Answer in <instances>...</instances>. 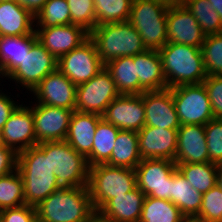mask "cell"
<instances>
[{
  "instance_id": "cell-48",
  "label": "cell",
  "mask_w": 222,
  "mask_h": 222,
  "mask_svg": "<svg viewBox=\"0 0 222 222\" xmlns=\"http://www.w3.org/2000/svg\"><path fill=\"white\" fill-rule=\"evenodd\" d=\"M217 185L222 190V163L217 165Z\"/></svg>"
},
{
  "instance_id": "cell-2",
  "label": "cell",
  "mask_w": 222,
  "mask_h": 222,
  "mask_svg": "<svg viewBox=\"0 0 222 222\" xmlns=\"http://www.w3.org/2000/svg\"><path fill=\"white\" fill-rule=\"evenodd\" d=\"M17 170L23 179L25 204L36 207L61 188L49 164V156L36 145L18 153Z\"/></svg>"
},
{
  "instance_id": "cell-9",
  "label": "cell",
  "mask_w": 222,
  "mask_h": 222,
  "mask_svg": "<svg viewBox=\"0 0 222 222\" xmlns=\"http://www.w3.org/2000/svg\"><path fill=\"white\" fill-rule=\"evenodd\" d=\"M119 95L111 74L104 67L88 82L77 86L75 110L103 116L107 106Z\"/></svg>"
},
{
  "instance_id": "cell-35",
  "label": "cell",
  "mask_w": 222,
  "mask_h": 222,
  "mask_svg": "<svg viewBox=\"0 0 222 222\" xmlns=\"http://www.w3.org/2000/svg\"><path fill=\"white\" fill-rule=\"evenodd\" d=\"M69 24H71V16L66 0H48L35 16V28Z\"/></svg>"
},
{
  "instance_id": "cell-18",
  "label": "cell",
  "mask_w": 222,
  "mask_h": 222,
  "mask_svg": "<svg viewBox=\"0 0 222 222\" xmlns=\"http://www.w3.org/2000/svg\"><path fill=\"white\" fill-rule=\"evenodd\" d=\"M38 41L59 59L89 38V32L83 27L69 24L48 28H35Z\"/></svg>"
},
{
  "instance_id": "cell-33",
  "label": "cell",
  "mask_w": 222,
  "mask_h": 222,
  "mask_svg": "<svg viewBox=\"0 0 222 222\" xmlns=\"http://www.w3.org/2000/svg\"><path fill=\"white\" fill-rule=\"evenodd\" d=\"M184 6L195 16L206 36L222 33L220 16L208 0H185Z\"/></svg>"
},
{
  "instance_id": "cell-27",
  "label": "cell",
  "mask_w": 222,
  "mask_h": 222,
  "mask_svg": "<svg viewBox=\"0 0 222 222\" xmlns=\"http://www.w3.org/2000/svg\"><path fill=\"white\" fill-rule=\"evenodd\" d=\"M105 68L111 74L120 94H142L145 90L139 85L136 64L133 56L118 57L108 61Z\"/></svg>"
},
{
  "instance_id": "cell-7",
  "label": "cell",
  "mask_w": 222,
  "mask_h": 222,
  "mask_svg": "<svg viewBox=\"0 0 222 222\" xmlns=\"http://www.w3.org/2000/svg\"><path fill=\"white\" fill-rule=\"evenodd\" d=\"M168 6L158 0H133L128 21L140 34L148 50H159L167 44Z\"/></svg>"
},
{
  "instance_id": "cell-3",
  "label": "cell",
  "mask_w": 222,
  "mask_h": 222,
  "mask_svg": "<svg viewBox=\"0 0 222 222\" xmlns=\"http://www.w3.org/2000/svg\"><path fill=\"white\" fill-rule=\"evenodd\" d=\"M162 59L167 88L200 84L207 77L200 48L167 43L158 50Z\"/></svg>"
},
{
  "instance_id": "cell-37",
  "label": "cell",
  "mask_w": 222,
  "mask_h": 222,
  "mask_svg": "<svg viewBox=\"0 0 222 222\" xmlns=\"http://www.w3.org/2000/svg\"><path fill=\"white\" fill-rule=\"evenodd\" d=\"M200 49L207 76H222V33L207 35Z\"/></svg>"
},
{
  "instance_id": "cell-1",
  "label": "cell",
  "mask_w": 222,
  "mask_h": 222,
  "mask_svg": "<svg viewBox=\"0 0 222 222\" xmlns=\"http://www.w3.org/2000/svg\"><path fill=\"white\" fill-rule=\"evenodd\" d=\"M35 208L41 222H91L96 213L87 186L61 187Z\"/></svg>"
},
{
  "instance_id": "cell-36",
  "label": "cell",
  "mask_w": 222,
  "mask_h": 222,
  "mask_svg": "<svg viewBox=\"0 0 222 222\" xmlns=\"http://www.w3.org/2000/svg\"><path fill=\"white\" fill-rule=\"evenodd\" d=\"M25 204L23 179L16 169L0 178V211Z\"/></svg>"
},
{
  "instance_id": "cell-46",
  "label": "cell",
  "mask_w": 222,
  "mask_h": 222,
  "mask_svg": "<svg viewBox=\"0 0 222 222\" xmlns=\"http://www.w3.org/2000/svg\"><path fill=\"white\" fill-rule=\"evenodd\" d=\"M208 1L211 5L214 6V10L218 13L222 21V0H208Z\"/></svg>"
},
{
  "instance_id": "cell-5",
  "label": "cell",
  "mask_w": 222,
  "mask_h": 222,
  "mask_svg": "<svg viewBox=\"0 0 222 222\" xmlns=\"http://www.w3.org/2000/svg\"><path fill=\"white\" fill-rule=\"evenodd\" d=\"M136 186L135 169L108 164L89 167L87 187L96 212L110 199L130 192Z\"/></svg>"
},
{
  "instance_id": "cell-11",
  "label": "cell",
  "mask_w": 222,
  "mask_h": 222,
  "mask_svg": "<svg viewBox=\"0 0 222 222\" xmlns=\"http://www.w3.org/2000/svg\"><path fill=\"white\" fill-rule=\"evenodd\" d=\"M176 170V163L169 159H142L135 168L137 187L145 196L171 201L172 175Z\"/></svg>"
},
{
  "instance_id": "cell-38",
  "label": "cell",
  "mask_w": 222,
  "mask_h": 222,
  "mask_svg": "<svg viewBox=\"0 0 222 222\" xmlns=\"http://www.w3.org/2000/svg\"><path fill=\"white\" fill-rule=\"evenodd\" d=\"M195 218L202 222H222V190L217 184L202 194L200 211Z\"/></svg>"
},
{
  "instance_id": "cell-15",
  "label": "cell",
  "mask_w": 222,
  "mask_h": 222,
  "mask_svg": "<svg viewBox=\"0 0 222 222\" xmlns=\"http://www.w3.org/2000/svg\"><path fill=\"white\" fill-rule=\"evenodd\" d=\"M120 130L140 131L145 126V106L142 94H120L102 116Z\"/></svg>"
},
{
  "instance_id": "cell-26",
  "label": "cell",
  "mask_w": 222,
  "mask_h": 222,
  "mask_svg": "<svg viewBox=\"0 0 222 222\" xmlns=\"http://www.w3.org/2000/svg\"><path fill=\"white\" fill-rule=\"evenodd\" d=\"M38 40L36 32L23 36H0V71L3 79L22 64L31 46Z\"/></svg>"
},
{
  "instance_id": "cell-50",
  "label": "cell",
  "mask_w": 222,
  "mask_h": 222,
  "mask_svg": "<svg viewBox=\"0 0 222 222\" xmlns=\"http://www.w3.org/2000/svg\"><path fill=\"white\" fill-rule=\"evenodd\" d=\"M182 222H202L196 218H185Z\"/></svg>"
},
{
  "instance_id": "cell-43",
  "label": "cell",
  "mask_w": 222,
  "mask_h": 222,
  "mask_svg": "<svg viewBox=\"0 0 222 222\" xmlns=\"http://www.w3.org/2000/svg\"><path fill=\"white\" fill-rule=\"evenodd\" d=\"M18 153L7 146L0 147V178L17 169Z\"/></svg>"
},
{
  "instance_id": "cell-10",
  "label": "cell",
  "mask_w": 222,
  "mask_h": 222,
  "mask_svg": "<svg viewBox=\"0 0 222 222\" xmlns=\"http://www.w3.org/2000/svg\"><path fill=\"white\" fill-rule=\"evenodd\" d=\"M57 64L58 59L37 40L26 52L22 64L6 80L15 82L16 89L22 87L30 93L49 73L57 69Z\"/></svg>"
},
{
  "instance_id": "cell-8",
  "label": "cell",
  "mask_w": 222,
  "mask_h": 222,
  "mask_svg": "<svg viewBox=\"0 0 222 222\" xmlns=\"http://www.w3.org/2000/svg\"><path fill=\"white\" fill-rule=\"evenodd\" d=\"M181 125H206L214 116L203 83L170 88Z\"/></svg>"
},
{
  "instance_id": "cell-45",
  "label": "cell",
  "mask_w": 222,
  "mask_h": 222,
  "mask_svg": "<svg viewBox=\"0 0 222 222\" xmlns=\"http://www.w3.org/2000/svg\"><path fill=\"white\" fill-rule=\"evenodd\" d=\"M20 6L28 10L34 17L42 9L48 0H14Z\"/></svg>"
},
{
  "instance_id": "cell-31",
  "label": "cell",
  "mask_w": 222,
  "mask_h": 222,
  "mask_svg": "<svg viewBox=\"0 0 222 222\" xmlns=\"http://www.w3.org/2000/svg\"><path fill=\"white\" fill-rule=\"evenodd\" d=\"M176 167L192 187L201 194L208 192L217 184V164L210 162L180 163L176 164Z\"/></svg>"
},
{
  "instance_id": "cell-21",
  "label": "cell",
  "mask_w": 222,
  "mask_h": 222,
  "mask_svg": "<svg viewBox=\"0 0 222 222\" xmlns=\"http://www.w3.org/2000/svg\"><path fill=\"white\" fill-rule=\"evenodd\" d=\"M205 125H181L178 128L175 163L209 162Z\"/></svg>"
},
{
  "instance_id": "cell-30",
  "label": "cell",
  "mask_w": 222,
  "mask_h": 222,
  "mask_svg": "<svg viewBox=\"0 0 222 222\" xmlns=\"http://www.w3.org/2000/svg\"><path fill=\"white\" fill-rule=\"evenodd\" d=\"M120 129L102 118L96 127L91 153L86 157L89 167L106 164L110 160L112 150Z\"/></svg>"
},
{
  "instance_id": "cell-25",
  "label": "cell",
  "mask_w": 222,
  "mask_h": 222,
  "mask_svg": "<svg viewBox=\"0 0 222 222\" xmlns=\"http://www.w3.org/2000/svg\"><path fill=\"white\" fill-rule=\"evenodd\" d=\"M139 85L145 91H159L167 88L162 59L158 50H146L133 56Z\"/></svg>"
},
{
  "instance_id": "cell-42",
  "label": "cell",
  "mask_w": 222,
  "mask_h": 222,
  "mask_svg": "<svg viewBox=\"0 0 222 222\" xmlns=\"http://www.w3.org/2000/svg\"><path fill=\"white\" fill-rule=\"evenodd\" d=\"M36 218V208L27 204L0 211V222H34Z\"/></svg>"
},
{
  "instance_id": "cell-19",
  "label": "cell",
  "mask_w": 222,
  "mask_h": 222,
  "mask_svg": "<svg viewBox=\"0 0 222 222\" xmlns=\"http://www.w3.org/2000/svg\"><path fill=\"white\" fill-rule=\"evenodd\" d=\"M137 133L141 159H169L175 162L178 129L144 126Z\"/></svg>"
},
{
  "instance_id": "cell-14",
  "label": "cell",
  "mask_w": 222,
  "mask_h": 222,
  "mask_svg": "<svg viewBox=\"0 0 222 222\" xmlns=\"http://www.w3.org/2000/svg\"><path fill=\"white\" fill-rule=\"evenodd\" d=\"M77 86L58 68L49 73L31 92L35 103L75 110Z\"/></svg>"
},
{
  "instance_id": "cell-40",
  "label": "cell",
  "mask_w": 222,
  "mask_h": 222,
  "mask_svg": "<svg viewBox=\"0 0 222 222\" xmlns=\"http://www.w3.org/2000/svg\"><path fill=\"white\" fill-rule=\"evenodd\" d=\"M209 162L222 163V119L213 118L205 125Z\"/></svg>"
},
{
  "instance_id": "cell-34",
  "label": "cell",
  "mask_w": 222,
  "mask_h": 222,
  "mask_svg": "<svg viewBox=\"0 0 222 222\" xmlns=\"http://www.w3.org/2000/svg\"><path fill=\"white\" fill-rule=\"evenodd\" d=\"M133 0H93L96 26L106 23L126 22Z\"/></svg>"
},
{
  "instance_id": "cell-39",
  "label": "cell",
  "mask_w": 222,
  "mask_h": 222,
  "mask_svg": "<svg viewBox=\"0 0 222 222\" xmlns=\"http://www.w3.org/2000/svg\"><path fill=\"white\" fill-rule=\"evenodd\" d=\"M69 5L71 24L91 32L96 27V14L93 0H66Z\"/></svg>"
},
{
  "instance_id": "cell-53",
  "label": "cell",
  "mask_w": 222,
  "mask_h": 222,
  "mask_svg": "<svg viewBox=\"0 0 222 222\" xmlns=\"http://www.w3.org/2000/svg\"><path fill=\"white\" fill-rule=\"evenodd\" d=\"M8 1H13V0H0V2H8Z\"/></svg>"
},
{
  "instance_id": "cell-12",
  "label": "cell",
  "mask_w": 222,
  "mask_h": 222,
  "mask_svg": "<svg viewBox=\"0 0 222 222\" xmlns=\"http://www.w3.org/2000/svg\"><path fill=\"white\" fill-rule=\"evenodd\" d=\"M105 64L99 58L94 42L88 38L58 59L57 68L76 86L88 82Z\"/></svg>"
},
{
  "instance_id": "cell-22",
  "label": "cell",
  "mask_w": 222,
  "mask_h": 222,
  "mask_svg": "<svg viewBox=\"0 0 222 222\" xmlns=\"http://www.w3.org/2000/svg\"><path fill=\"white\" fill-rule=\"evenodd\" d=\"M103 117L74 110L65 141L85 158L91 153L95 130Z\"/></svg>"
},
{
  "instance_id": "cell-44",
  "label": "cell",
  "mask_w": 222,
  "mask_h": 222,
  "mask_svg": "<svg viewBox=\"0 0 222 222\" xmlns=\"http://www.w3.org/2000/svg\"><path fill=\"white\" fill-rule=\"evenodd\" d=\"M4 87L0 89V131H2L4 124L9 119L10 115L20 105L18 100H14L11 92L2 91ZM10 95H9V94Z\"/></svg>"
},
{
  "instance_id": "cell-32",
  "label": "cell",
  "mask_w": 222,
  "mask_h": 222,
  "mask_svg": "<svg viewBox=\"0 0 222 222\" xmlns=\"http://www.w3.org/2000/svg\"><path fill=\"white\" fill-rule=\"evenodd\" d=\"M185 218L171 201L145 196L139 222H182Z\"/></svg>"
},
{
  "instance_id": "cell-47",
  "label": "cell",
  "mask_w": 222,
  "mask_h": 222,
  "mask_svg": "<svg viewBox=\"0 0 222 222\" xmlns=\"http://www.w3.org/2000/svg\"><path fill=\"white\" fill-rule=\"evenodd\" d=\"M160 3L171 7V6H182L185 3V0H158Z\"/></svg>"
},
{
  "instance_id": "cell-49",
  "label": "cell",
  "mask_w": 222,
  "mask_h": 222,
  "mask_svg": "<svg viewBox=\"0 0 222 222\" xmlns=\"http://www.w3.org/2000/svg\"><path fill=\"white\" fill-rule=\"evenodd\" d=\"M91 222H114V221L108 220L96 212L93 215Z\"/></svg>"
},
{
  "instance_id": "cell-28",
  "label": "cell",
  "mask_w": 222,
  "mask_h": 222,
  "mask_svg": "<svg viewBox=\"0 0 222 222\" xmlns=\"http://www.w3.org/2000/svg\"><path fill=\"white\" fill-rule=\"evenodd\" d=\"M171 202L186 218H195L202 203V194L178 170L172 175Z\"/></svg>"
},
{
  "instance_id": "cell-41",
  "label": "cell",
  "mask_w": 222,
  "mask_h": 222,
  "mask_svg": "<svg viewBox=\"0 0 222 222\" xmlns=\"http://www.w3.org/2000/svg\"><path fill=\"white\" fill-rule=\"evenodd\" d=\"M214 118L222 119V76H207L203 81Z\"/></svg>"
},
{
  "instance_id": "cell-17",
  "label": "cell",
  "mask_w": 222,
  "mask_h": 222,
  "mask_svg": "<svg viewBox=\"0 0 222 222\" xmlns=\"http://www.w3.org/2000/svg\"><path fill=\"white\" fill-rule=\"evenodd\" d=\"M205 37L195 16L184 5L168 7L167 43L201 48Z\"/></svg>"
},
{
  "instance_id": "cell-52",
  "label": "cell",
  "mask_w": 222,
  "mask_h": 222,
  "mask_svg": "<svg viewBox=\"0 0 222 222\" xmlns=\"http://www.w3.org/2000/svg\"><path fill=\"white\" fill-rule=\"evenodd\" d=\"M2 78H3V76H2V73H1V71H0V80H1L0 86H1V87H3V85H1L2 81H3V80L5 81V79H2ZM1 87H0V88H1Z\"/></svg>"
},
{
  "instance_id": "cell-51",
  "label": "cell",
  "mask_w": 222,
  "mask_h": 222,
  "mask_svg": "<svg viewBox=\"0 0 222 222\" xmlns=\"http://www.w3.org/2000/svg\"><path fill=\"white\" fill-rule=\"evenodd\" d=\"M1 146H4L3 139H2V131H0V147Z\"/></svg>"
},
{
  "instance_id": "cell-13",
  "label": "cell",
  "mask_w": 222,
  "mask_h": 222,
  "mask_svg": "<svg viewBox=\"0 0 222 222\" xmlns=\"http://www.w3.org/2000/svg\"><path fill=\"white\" fill-rule=\"evenodd\" d=\"M32 103L36 142L65 141L74 110Z\"/></svg>"
},
{
  "instance_id": "cell-29",
  "label": "cell",
  "mask_w": 222,
  "mask_h": 222,
  "mask_svg": "<svg viewBox=\"0 0 222 222\" xmlns=\"http://www.w3.org/2000/svg\"><path fill=\"white\" fill-rule=\"evenodd\" d=\"M141 160L138 133L133 130H120L110 160L106 164L135 169Z\"/></svg>"
},
{
  "instance_id": "cell-6",
  "label": "cell",
  "mask_w": 222,
  "mask_h": 222,
  "mask_svg": "<svg viewBox=\"0 0 222 222\" xmlns=\"http://www.w3.org/2000/svg\"><path fill=\"white\" fill-rule=\"evenodd\" d=\"M37 146L49 156V164L61 187L88 185L87 160L66 141L43 142Z\"/></svg>"
},
{
  "instance_id": "cell-54",
  "label": "cell",
  "mask_w": 222,
  "mask_h": 222,
  "mask_svg": "<svg viewBox=\"0 0 222 222\" xmlns=\"http://www.w3.org/2000/svg\"><path fill=\"white\" fill-rule=\"evenodd\" d=\"M34 222H41V221H40L39 219L36 218V219L34 220Z\"/></svg>"
},
{
  "instance_id": "cell-16",
  "label": "cell",
  "mask_w": 222,
  "mask_h": 222,
  "mask_svg": "<svg viewBox=\"0 0 222 222\" xmlns=\"http://www.w3.org/2000/svg\"><path fill=\"white\" fill-rule=\"evenodd\" d=\"M20 102L21 104L10 115L2 129L4 145L14 149L17 153L38 144L34 131L32 101L28 103V106L23 105L24 102Z\"/></svg>"
},
{
  "instance_id": "cell-20",
  "label": "cell",
  "mask_w": 222,
  "mask_h": 222,
  "mask_svg": "<svg viewBox=\"0 0 222 222\" xmlns=\"http://www.w3.org/2000/svg\"><path fill=\"white\" fill-rule=\"evenodd\" d=\"M145 126L178 129L181 124L176 113L172 91L166 88L143 93Z\"/></svg>"
},
{
  "instance_id": "cell-24",
  "label": "cell",
  "mask_w": 222,
  "mask_h": 222,
  "mask_svg": "<svg viewBox=\"0 0 222 222\" xmlns=\"http://www.w3.org/2000/svg\"><path fill=\"white\" fill-rule=\"evenodd\" d=\"M35 31V17L13 1L0 2V36L30 35Z\"/></svg>"
},
{
  "instance_id": "cell-4",
  "label": "cell",
  "mask_w": 222,
  "mask_h": 222,
  "mask_svg": "<svg viewBox=\"0 0 222 222\" xmlns=\"http://www.w3.org/2000/svg\"><path fill=\"white\" fill-rule=\"evenodd\" d=\"M89 38L94 42L101 61L125 56H135L146 51L142 38L129 22L106 23L96 26Z\"/></svg>"
},
{
  "instance_id": "cell-23",
  "label": "cell",
  "mask_w": 222,
  "mask_h": 222,
  "mask_svg": "<svg viewBox=\"0 0 222 222\" xmlns=\"http://www.w3.org/2000/svg\"><path fill=\"white\" fill-rule=\"evenodd\" d=\"M144 199L145 194L136 186L110 199L97 213L114 222H139Z\"/></svg>"
}]
</instances>
